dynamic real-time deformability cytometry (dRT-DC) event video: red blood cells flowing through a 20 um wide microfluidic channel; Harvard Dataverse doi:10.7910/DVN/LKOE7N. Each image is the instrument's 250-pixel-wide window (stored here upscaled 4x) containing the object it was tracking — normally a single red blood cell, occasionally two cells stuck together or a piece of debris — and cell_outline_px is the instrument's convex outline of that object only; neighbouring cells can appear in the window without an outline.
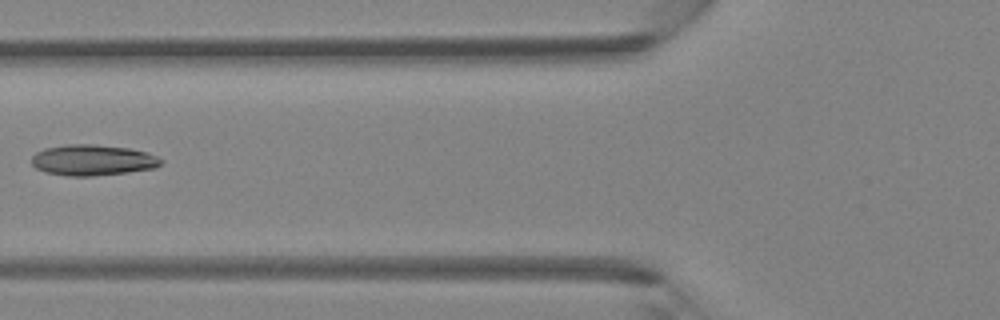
{"species": "Egyptian fruit bat (a non-hibernating species)", "species_latin": "Rousettus aegyptiacus", "temperature_condition": "room temperature", "stored_images_in_passage": 5, "camera_frame_rate_fps": 3000, "um_per_image_px": 0.085, "animal": {"sex": "female"}, "frame": {"image": 1, "passage_image": 5, "time_ms": 1.333, "image_size_px": [1000, 320], "cell_outline_px": [[164, 160], [156, 168], [128, 172], [92, 176], [68, 176], [44, 172], [36, 168], [32, 164], [32, 156], [36, 152], [44, 148], [68, 144], [92, 144], [128, 148], [144, 152], [156, 156]], "centroid_in_image_um": [7.85, 13.61], "position_along_channel_um": 117.9, "area_um2": 23.24}}